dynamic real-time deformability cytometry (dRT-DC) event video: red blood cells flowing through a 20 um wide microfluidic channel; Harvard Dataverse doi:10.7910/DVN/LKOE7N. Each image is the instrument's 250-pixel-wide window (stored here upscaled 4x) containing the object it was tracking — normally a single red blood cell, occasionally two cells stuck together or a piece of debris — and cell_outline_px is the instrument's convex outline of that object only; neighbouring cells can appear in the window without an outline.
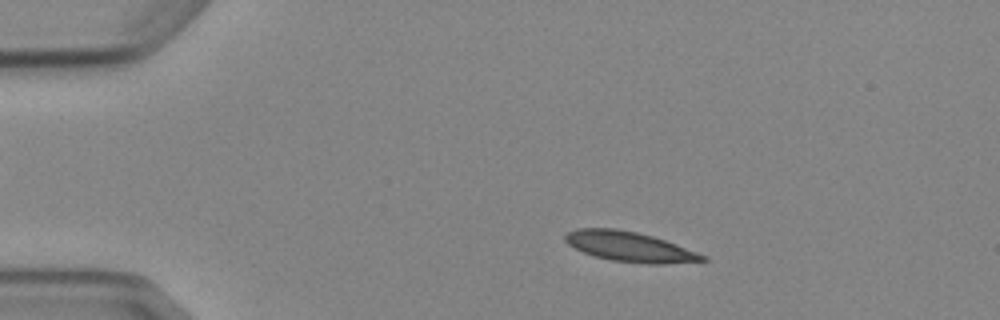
{"species": "Egyptian fruit bat (a non-hibernating species)", "species_latin": "Rousettus aegyptiacus", "temperature_condition": "cold", "stored_images_in_passage": 5, "camera_frame_rate_fps": 3000, "um_per_image_px": 0.085, "animal": {"sex": "female"}, "frame": {"image": 1, "passage_image": 2, "time_ms": 2.0, "image_size_px": [1000, 320], "cell_outline_px": [[708, 260], [660, 264], [648, 264], [612, 260], [596, 256], [584, 252], [568, 244], [564, 240], [564, 236], [568, 232], [576, 228], [616, 228], [636, 232], [652, 236], [676, 244], [708, 256]], "centroid_in_image_um": [53.52, 20.96], "position_along_channel_um": 31.5, "area_um2": 23.76}}
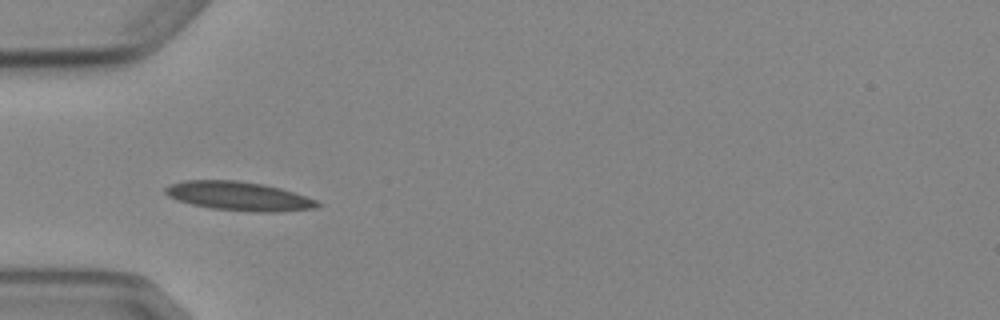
{"frame": {"image": 2, "passage_image": 4, "time_ms": 4.333, "image_size_px": [1000, 320], "cell_outline_px": [[320, 204], [316, 208], [276, 212], [260, 212], [212, 208], [192, 204], [168, 196], [164, 192], [164, 188], [172, 184], [184, 180], [236, 180], [264, 184], [280, 188], [316, 200]], "centroid_in_image_um": [20.29, 16.66], "position_along_channel_um": 64.7, "area_um2": 25.26}}
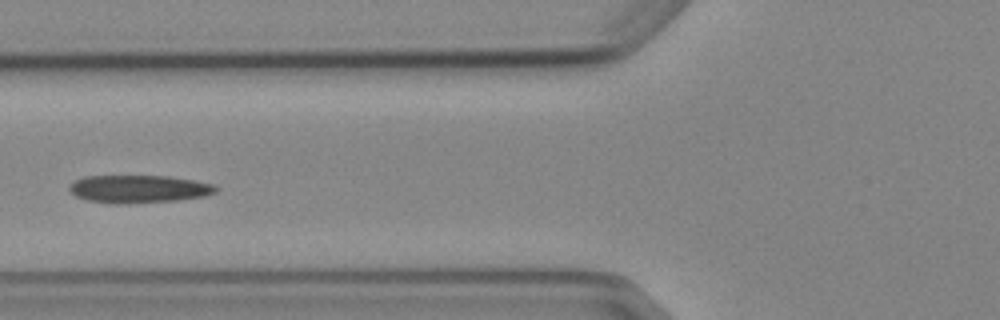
{"frame": {"image": 3, "passage_image": 5, "time_ms": 5.667, "image_size_px": [1000, 320], "cell_outline_px": [[220, 188], [216, 192], [204, 196], [176, 200], [120, 204], [116, 204], [88, 200], [76, 196], [68, 188], [76, 180], [84, 176], [168, 176], [216, 184]], "centroid_in_image_um": [11.84, 16.06], "position_along_channel_um": 114.0, "area_um2": 23.58}}